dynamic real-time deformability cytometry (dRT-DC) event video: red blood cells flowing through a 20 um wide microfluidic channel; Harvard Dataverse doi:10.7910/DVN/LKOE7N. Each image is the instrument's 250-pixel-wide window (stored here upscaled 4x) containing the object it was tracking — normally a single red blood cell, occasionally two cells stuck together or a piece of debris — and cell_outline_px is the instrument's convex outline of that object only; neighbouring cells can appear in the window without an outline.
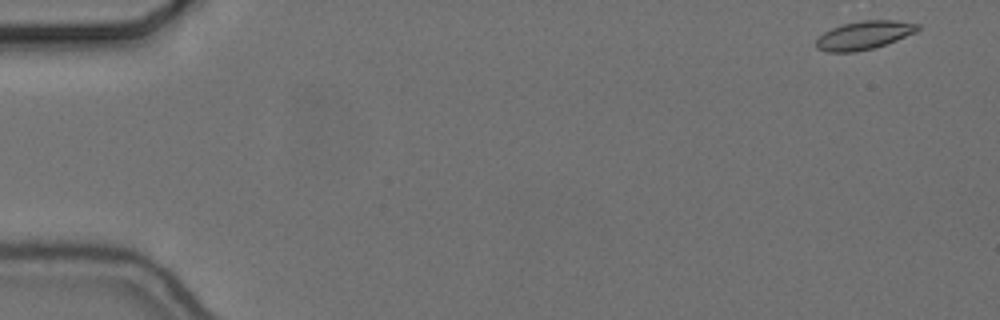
{"species": "common noctule bat (a hibernating species)", "species_latin": "Nyctalus noctula", "temperature_condition": "cold", "stored_images_in_passage": 55, "camera_frame_rate_fps": 3000, "um_per_image_px": 0.085, "animal": {"sex": "female", "body_mass_g": 24.6, "forearm_length_mm": 56.2}, "frame": {"image": 1, "passage_image": 1, "time_ms": 0.0, "image_size_px": [1000, 320], "cell_outline_px": [[920, 28], [916, 32], [896, 40], [872, 48], [856, 52], [828, 52], [816, 48], [816, 40], [824, 32], [840, 24], [860, 20], [896, 20], [920, 24]], "centroid_in_image_um": [73.44, 2.98], "position_along_channel_um": 11.6, "area_um2": 16.82}}
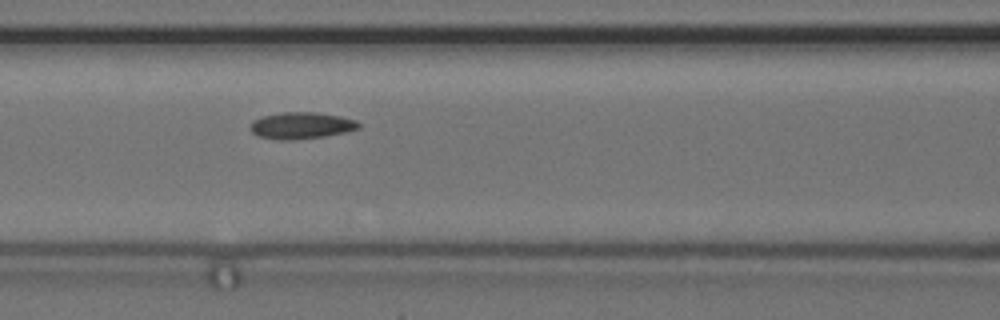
{"frame": {"image": 2, "passage_image": 23, "time_ms": 7.333, "image_size_px": [1000, 320], "cell_outline_px": [[364, 124], [360, 128], [328, 136], [296, 140], [276, 140], [256, 136], [252, 132], [252, 120], [264, 116], [280, 112], [316, 112], [340, 116], [356, 120]], "centroid_in_image_um": [25.65, 10.68], "position_along_channel_um": 141.0, "area_um2": 17.11}}
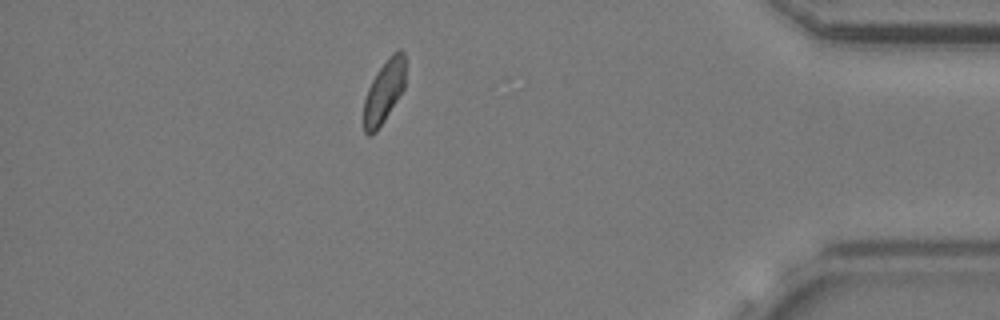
{"frame": {"image": 3, "passage_image": 48, "time_ms": 15.667, "image_size_px": [1000, 320], "cell_outline_px": [[404, 88], [384, 120], [376, 132], [372, 136], [368, 136], [364, 132], [364, 100], [368, 88], [376, 72], [388, 56], [392, 52], [400, 48], [404, 52]], "centroid_in_image_um": [32.62, 7.78], "position_along_channel_um": 402.6, "area_um2": 15.2}}